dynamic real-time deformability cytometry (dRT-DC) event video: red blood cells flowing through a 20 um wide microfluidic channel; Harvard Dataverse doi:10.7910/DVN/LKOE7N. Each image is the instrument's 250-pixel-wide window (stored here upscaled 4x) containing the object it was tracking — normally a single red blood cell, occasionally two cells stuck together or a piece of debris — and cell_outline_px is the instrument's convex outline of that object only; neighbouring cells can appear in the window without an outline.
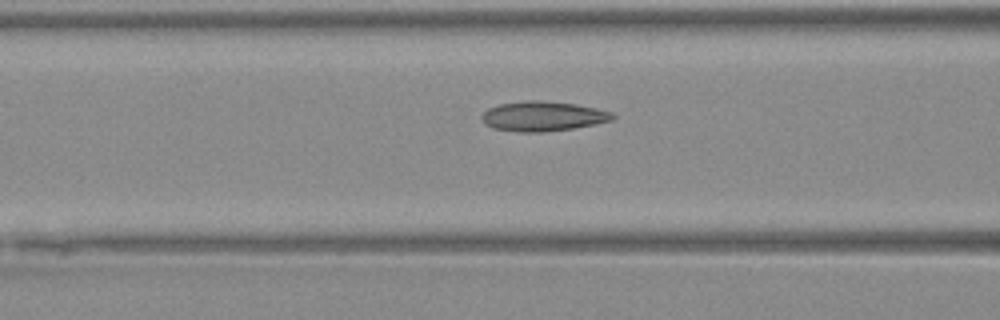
{"species": "Egyptian fruit bat (a non-hibernating species)", "species_latin": "Rousettus aegyptiacus", "temperature_condition": "warm", "stored_images_in_passage": 9, "camera_frame_rate_fps": 3000, "um_per_image_px": 0.085, "animal": {"sex": "female"}, "frame": {"image": 1, "passage_image": 7, "time_ms": 2.0, "image_size_px": [1000, 320], "cell_outline_px": [[616, 116], [612, 120], [596, 124], [572, 128], [544, 132], [516, 132], [492, 128], [484, 124], [480, 116], [488, 108], [500, 104], [528, 100], [536, 100], [576, 104], [596, 108], [612, 112]], "centroid_in_image_um": [46.12, 9.89], "position_along_channel_um": 120.5, "area_um2": 22.77}}